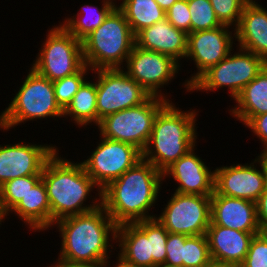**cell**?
<instances>
[{"label":"cell","instance_id":"39","mask_svg":"<svg viewBox=\"0 0 267 267\" xmlns=\"http://www.w3.org/2000/svg\"><path fill=\"white\" fill-rule=\"evenodd\" d=\"M47 267H108V263H71L58 258L55 263Z\"/></svg>","mask_w":267,"mask_h":267},{"label":"cell","instance_id":"26","mask_svg":"<svg viewBox=\"0 0 267 267\" xmlns=\"http://www.w3.org/2000/svg\"><path fill=\"white\" fill-rule=\"evenodd\" d=\"M71 117L79 128L92 125L98 126L96 81L86 80L73 96L71 103L63 111V117Z\"/></svg>","mask_w":267,"mask_h":267},{"label":"cell","instance_id":"38","mask_svg":"<svg viewBox=\"0 0 267 267\" xmlns=\"http://www.w3.org/2000/svg\"><path fill=\"white\" fill-rule=\"evenodd\" d=\"M256 212L261 232H267V185L256 201Z\"/></svg>","mask_w":267,"mask_h":267},{"label":"cell","instance_id":"35","mask_svg":"<svg viewBox=\"0 0 267 267\" xmlns=\"http://www.w3.org/2000/svg\"><path fill=\"white\" fill-rule=\"evenodd\" d=\"M166 19L177 29L191 33V17L188 0L176 1L166 12Z\"/></svg>","mask_w":267,"mask_h":267},{"label":"cell","instance_id":"44","mask_svg":"<svg viewBox=\"0 0 267 267\" xmlns=\"http://www.w3.org/2000/svg\"><path fill=\"white\" fill-rule=\"evenodd\" d=\"M208 267H231V266H226V265H220V264H214L212 263L210 266Z\"/></svg>","mask_w":267,"mask_h":267},{"label":"cell","instance_id":"42","mask_svg":"<svg viewBox=\"0 0 267 267\" xmlns=\"http://www.w3.org/2000/svg\"><path fill=\"white\" fill-rule=\"evenodd\" d=\"M156 267H180V266H175V265H170V264H167V263H163V264L157 265Z\"/></svg>","mask_w":267,"mask_h":267},{"label":"cell","instance_id":"14","mask_svg":"<svg viewBox=\"0 0 267 267\" xmlns=\"http://www.w3.org/2000/svg\"><path fill=\"white\" fill-rule=\"evenodd\" d=\"M256 157L249 164H230L215 168L214 191L256 203L267 185V156Z\"/></svg>","mask_w":267,"mask_h":267},{"label":"cell","instance_id":"23","mask_svg":"<svg viewBox=\"0 0 267 267\" xmlns=\"http://www.w3.org/2000/svg\"><path fill=\"white\" fill-rule=\"evenodd\" d=\"M9 213L22 219L29 230H50L51 207L43 180L40 179Z\"/></svg>","mask_w":267,"mask_h":267},{"label":"cell","instance_id":"27","mask_svg":"<svg viewBox=\"0 0 267 267\" xmlns=\"http://www.w3.org/2000/svg\"><path fill=\"white\" fill-rule=\"evenodd\" d=\"M121 1L116 6L124 14L134 35L142 29L163 21L166 18L165 11L155 0Z\"/></svg>","mask_w":267,"mask_h":267},{"label":"cell","instance_id":"12","mask_svg":"<svg viewBox=\"0 0 267 267\" xmlns=\"http://www.w3.org/2000/svg\"><path fill=\"white\" fill-rule=\"evenodd\" d=\"M99 138L98 146L90 156H87L82 164L86 173L102 190L140 161L142 152L129 143L111 140L102 136Z\"/></svg>","mask_w":267,"mask_h":267},{"label":"cell","instance_id":"32","mask_svg":"<svg viewBox=\"0 0 267 267\" xmlns=\"http://www.w3.org/2000/svg\"><path fill=\"white\" fill-rule=\"evenodd\" d=\"M188 6L191 17V33L222 26L217 19L210 0H188Z\"/></svg>","mask_w":267,"mask_h":267},{"label":"cell","instance_id":"30","mask_svg":"<svg viewBox=\"0 0 267 267\" xmlns=\"http://www.w3.org/2000/svg\"><path fill=\"white\" fill-rule=\"evenodd\" d=\"M91 71L92 70L85 64L77 73L53 82L56 102L63 111L71 103L73 96L87 80V75Z\"/></svg>","mask_w":267,"mask_h":267},{"label":"cell","instance_id":"40","mask_svg":"<svg viewBox=\"0 0 267 267\" xmlns=\"http://www.w3.org/2000/svg\"><path fill=\"white\" fill-rule=\"evenodd\" d=\"M155 1L166 12L178 0H155Z\"/></svg>","mask_w":267,"mask_h":267},{"label":"cell","instance_id":"22","mask_svg":"<svg viewBox=\"0 0 267 267\" xmlns=\"http://www.w3.org/2000/svg\"><path fill=\"white\" fill-rule=\"evenodd\" d=\"M116 242L119 247L118 260L133 267H153L150 255V238L135 224L117 226Z\"/></svg>","mask_w":267,"mask_h":267},{"label":"cell","instance_id":"7","mask_svg":"<svg viewBox=\"0 0 267 267\" xmlns=\"http://www.w3.org/2000/svg\"><path fill=\"white\" fill-rule=\"evenodd\" d=\"M237 52L231 51L222 61L210 67L191 86V92H214L228 88L234 100L264 68L267 62L260 56L238 46ZM239 50V51H238ZM233 54V55H232Z\"/></svg>","mask_w":267,"mask_h":267},{"label":"cell","instance_id":"36","mask_svg":"<svg viewBox=\"0 0 267 267\" xmlns=\"http://www.w3.org/2000/svg\"><path fill=\"white\" fill-rule=\"evenodd\" d=\"M187 237L184 234L168 233L165 263L183 267L184 243Z\"/></svg>","mask_w":267,"mask_h":267},{"label":"cell","instance_id":"9","mask_svg":"<svg viewBox=\"0 0 267 267\" xmlns=\"http://www.w3.org/2000/svg\"><path fill=\"white\" fill-rule=\"evenodd\" d=\"M167 102L150 96L140 105L107 115L97 126L99 136L129 143L142 152L152 133L155 116Z\"/></svg>","mask_w":267,"mask_h":267},{"label":"cell","instance_id":"19","mask_svg":"<svg viewBox=\"0 0 267 267\" xmlns=\"http://www.w3.org/2000/svg\"><path fill=\"white\" fill-rule=\"evenodd\" d=\"M211 222L241 232H261L257 221L256 203L235 197L211 195Z\"/></svg>","mask_w":267,"mask_h":267},{"label":"cell","instance_id":"25","mask_svg":"<svg viewBox=\"0 0 267 267\" xmlns=\"http://www.w3.org/2000/svg\"><path fill=\"white\" fill-rule=\"evenodd\" d=\"M116 1L117 0H102L101 8L89 3L84 4L76 15L66 17L61 24L76 39L82 41L103 23L108 14L116 7Z\"/></svg>","mask_w":267,"mask_h":267},{"label":"cell","instance_id":"15","mask_svg":"<svg viewBox=\"0 0 267 267\" xmlns=\"http://www.w3.org/2000/svg\"><path fill=\"white\" fill-rule=\"evenodd\" d=\"M229 26L222 25L211 30H203L188 34L186 58L194 61L196 73L183 83L186 91L190 92V86L210 67L222 61L231 51L235 30L230 31ZM233 32V33H232ZM233 35V36H232ZM233 49V50H232Z\"/></svg>","mask_w":267,"mask_h":267},{"label":"cell","instance_id":"24","mask_svg":"<svg viewBox=\"0 0 267 267\" xmlns=\"http://www.w3.org/2000/svg\"><path fill=\"white\" fill-rule=\"evenodd\" d=\"M230 115L245 125L252 117L267 113V64L234 99Z\"/></svg>","mask_w":267,"mask_h":267},{"label":"cell","instance_id":"28","mask_svg":"<svg viewBox=\"0 0 267 267\" xmlns=\"http://www.w3.org/2000/svg\"><path fill=\"white\" fill-rule=\"evenodd\" d=\"M41 178L42 175L18 177L0 187V208L5 218Z\"/></svg>","mask_w":267,"mask_h":267},{"label":"cell","instance_id":"17","mask_svg":"<svg viewBox=\"0 0 267 267\" xmlns=\"http://www.w3.org/2000/svg\"><path fill=\"white\" fill-rule=\"evenodd\" d=\"M195 145L163 172V178H173L174 192L182 194L212 195L214 193L215 170L210 169L195 153Z\"/></svg>","mask_w":267,"mask_h":267},{"label":"cell","instance_id":"31","mask_svg":"<svg viewBox=\"0 0 267 267\" xmlns=\"http://www.w3.org/2000/svg\"><path fill=\"white\" fill-rule=\"evenodd\" d=\"M212 263L206 234L188 236L184 243L183 267H208Z\"/></svg>","mask_w":267,"mask_h":267},{"label":"cell","instance_id":"2","mask_svg":"<svg viewBox=\"0 0 267 267\" xmlns=\"http://www.w3.org/2000/svg\"><path fill=\"white\" fill-rule=\"evenodd\" d=\"M54 225L62 238L58 258L71 263L111 262L112 242L116 241L118 225L102 205L83 214L62 218Z\"/></svg>","mask_w":267,"mask_h":267},{"label":"cell","instance_id":"34","mask_svg":"<svg viewBox=\"0 0 267 267\" xmlns=\"http://www.w3.org/2000/svg\"><path fill=\"white\" fill-rule=\"evenodd\" d=\"M239 267H267V232L254 235L244 262Z\"/></svg>","mask_w":267,"mask_h":267},{"label":"cell","instance_id":"16","mask_svg":"<svg viewBox=\"0 0 267 267\" xmlns=\"http://www.w3.org/2000/svg\"><path fill=\"white\" fill-rule=\"evenodd\" d=\"M21 141L0 145V187L18 177L42 175L47 160L59 148Z\"/></svg>","mask_w":267,"mask_h":267},{"label":"cell","instance_id":"18","mask_svg":"<svg viewBox=\"0 0 267 267\" xmlns=\"http://www.w3.org/2000/svg\"><path fill=\"white\" fill-rule=\"evenodd\" d=\"M259 233L261 232H241L210 224L206 236L212 262L239 267L244 262L252 238Z\"/></svg>","mask_w":267,"mask_h":267},{"label":"cell","instance_id":"1","mask_svg":"<svg viewBox=\"0 0 267 267\" xmlns=\"http://www.w3.org/2000/svg\"><path fill=\"white\" fill-rule=\"evenodd\" d=\"M164 180L163 173L142 158L101 190V205L117 225L153 219L149 212Z\"/></svg>","mask_w":267,"mask_h":267},{"label":"cell","instance_id":"10","mask_svg":"<svg viewBox=\"0 0 267 267\" xmlns=\"http://www.w3.org/2000/svg\"><path fill=\"white\" fill-rule=\"evenodd\" d=\"M161 212L155 218L169 233L205 235L211 222V195L174 192Z\"/></svg>","mask_w":267,"mask_h":267},{"label":"cell","instance_id":"20","mask_svg":"<svg viewBox=\"0 0 267 267\" xmlns=\"http://www.w3.org/2000/svg\"><path fill=\"white\" fill-rule=\"evenodd\" d=\"M188 34L174 27L166 18L135 35V45L172 57L181 64L186 57Z\"/></svg>","mask_w":267,"mask_h":267},{"label":"cell","instance_id":"6","mask_svg":"<svg viewBox=\"0 0 267 267\" xmlns=\"http://www.w3.org/2000/svg\"><path fill=\"white\" fill-rule=\"evenodd\" d=\"M27 73L8 107L0 113V130L3 132L27 121L63 118V110L55 99L53 82L31 67Z\"/></svg>","mask_w":267,"mask_h":267},{"label":"cell","instance_id":"5","mask_svg":"<svg viewBox=\"0 0 267 267\" xmlns=\"http://www.w3.org/2000/svg\"><path fill=\"white\" fill-rule=\"evenodd\" d=\"M134 45L135 35L116 6L103 23L82 40L83 59L92 71L124 68Z\"/></svg>","mask_w":267,"mask_h":267},{"label":"cell","instance_id":"4","mask_svg":"<svg viewBox=\"0 0 267 267\" xmlns=\"http://www.w3.org/2000/svg\"><path fill=\"white\" fill-rule=\"evenodd\" d=\"M168 101L156 114L142 158L163 173L197 143V110H179Z\"/></svg>","mask_w":267,"mask_h":267},{"label":"cell","instance_id":"43","mask_svg":"<svg viewBox=\"0 0 267 267\" xmlns=\"http://www.w3.org/2000/svg\"><path fill=\"white\" fill-rule=\"evenodd\" d=\"M5 215L2 213L1 208H0V226L2 225V222L4 223L5 220Z\"/></svg>","mask_w":267,"mask_h":267},{"label":"cell","instance_id":"3","mask_svg":"<svg viewBox=\"0 0 267 267\" xmlns=\"http://www.w3.org/2000/svg\"><path fill=\"white\" fill-rule=\"evenodd\" d=\"M58 152L57 149L47 160L41 178L51 207L52 228L62 218L83 214L101 206V190L86 173L82 162L65 159ZM93 189H97L95 197L99 198L91 195ZM89 196L92 202L86 205Z\"/></svg>","mask_w":267,"mask_h":267},{"label":"cell","instance_id":"29","mask_svg":"<svg viewBox=\"0 0 267 267\" xmlns=\"http://www.w3.org/2000/svg\"><path fill=\"white\" fill-rule=\"evenodd\" d=\"M134 223L147 235V238H150V255L153 257V267L165 263L166 242L169 232L156 218Z\"/></svg>","mask_w":267,"mask_h":267},{"label":"cell","instance_id":"8","mask_svg":"<svg viewBox=\"0 0 267 267\" xmlns=\"http://www.w3.org/2000/svg\"><path fill=\"white\" fill-rule=\"evenodd\" d=\"M41 50L31 63L37 73L54 82L77 73L84 65L82 41L60 22L46 33Z\"/></svg>","mask_w":267,"mask_h":267},{"label":"cell","instance_id":"11","mask_svg":"<svg viewBox=\"0 0 267 267\" xmlns=\"http://www.w3.org/2000/svg\"><path fill=\"white\" fill-rule=\"evenodd\" d=\"M93 71V78L96 76L98 124L105 116L140 105L150 97L122 68Z\"/></svg>","mask_w":267,"mask_h":267},{"label":"cell","instance_id":"37","mask_svg":"<svg viewBox=\"0 0 267 267\" xmlns=\"http://www.w3.org/2000/svg\"><path fill=\"white\" fill-rule=\"evenodd\" d=\"M245 127L251 129L255 136H257L261 142L263 150L260 155L267 156V113L260 114L252 117L246 124Z\"/></svg>","mask_w":267,"mask_h":267},{"label":"cell","instance_id":"33","mask_svg":"<svg viewBox=\"0 0 267 267\" xmlns=\"http://www.w3.org/2000/svg\"><path fill=\"white\" fill-rule=\"evenodd\" d=\"M217 19L222 25L235 29L240 21L242 11L247 4L245 0H210Z\"/></svg>","mask_w":267,"mask_h":267},{"label":"cell","instance_id":"21","mask_svg":"<svg viewBox=\"0 0 267 267\" xmlns=\"http://www.w3.org/2000/svg\"><path fill=\"white\" fill-rule=\"evenodd\" d=\"M235 30L237 46L267 62V10L258 4H246Z\"/></svg>","mask_w":267,"mask_h":267},{"label":"cell","instance_id":"41","mask_svg":"<svg viewBox=\"0 0 267 267\" xmlns=\"http://www.w3.org/2000/svg\"><path fill=\"white\" fill-rule=\"evenodd\" d=\"M116 260H117L116 265L113 264L112 267H133V266L127 265L123 262H120L118 259H116ZM108 267H111L110 263H108Z\"/></svg>","mask_w":267,"mask_h":267},{"label":"cell","instance_id":"13","mask_svg":"<svg viewBox=\"0 0 267 267\" xmlns=\"http://www.w3.org/2000/svg\"><path fill=\"white\" fill-rule=\"evenodd\" d=\"M124 67L122 69L150 96L171 101L167 94L161 93L164 90L161 88L168 86L180 70L181 65L172 57L134 45Z\"/></svg>","mask_w":267,"mask_h":267},{"label":"cell","instance_id":"45","mask_svg":"<svg viewBox=\"0 0 267 267\" xmlns=\"http://www.w3.org/2000/svg\"><path fill=\"white\" fill-rule=\"evenodd\" d=\"M248 4H258L257 0H245Z\"/></svg>","mask_w":267,"mask_h":267}]
</instances>
